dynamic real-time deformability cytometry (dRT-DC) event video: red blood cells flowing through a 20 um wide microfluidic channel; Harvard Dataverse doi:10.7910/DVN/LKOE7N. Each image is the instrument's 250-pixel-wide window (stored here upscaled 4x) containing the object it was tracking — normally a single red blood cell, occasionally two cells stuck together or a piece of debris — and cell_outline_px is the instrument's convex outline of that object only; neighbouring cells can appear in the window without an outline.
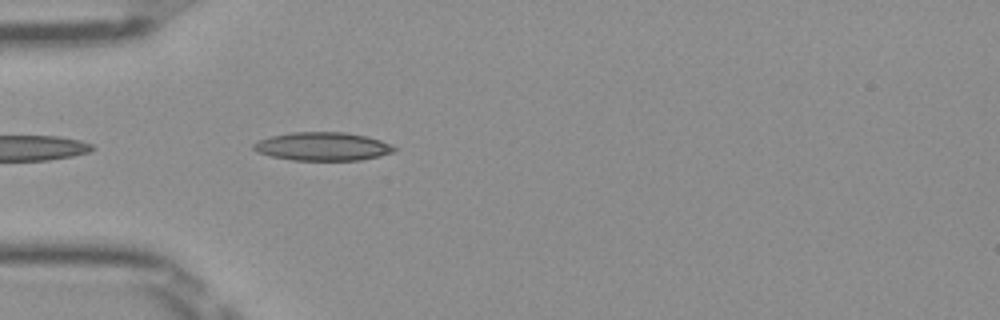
{"species": "Egyptian fruit bat (a non-hibernating species)", "species_latin": "Rousettus aegyptiacus", "temperature_condition": "room temperature", "stored_images_in_passage": 5, "camera_frame_rate_fps": 3000, "um_per_image_px": 0.085, "frame": {"image": 1, "passage_image": 2, "time_ms": 0.333, "image_size_px": [1000, 320], "cell_outline_px": [[400, 148], [392, 152], [380, 156], [360, 160], [292, 160], [272, 156], [256, 152], [252, 148], [252, 144], [260, 140], [272, 136], [292, 132], [344, 132], [368, 136], [392, 144]], "centroid_in_image_um": [27.46, 12.45], "position_along_channel_um": 57.5, "area_um2": 23.35}}